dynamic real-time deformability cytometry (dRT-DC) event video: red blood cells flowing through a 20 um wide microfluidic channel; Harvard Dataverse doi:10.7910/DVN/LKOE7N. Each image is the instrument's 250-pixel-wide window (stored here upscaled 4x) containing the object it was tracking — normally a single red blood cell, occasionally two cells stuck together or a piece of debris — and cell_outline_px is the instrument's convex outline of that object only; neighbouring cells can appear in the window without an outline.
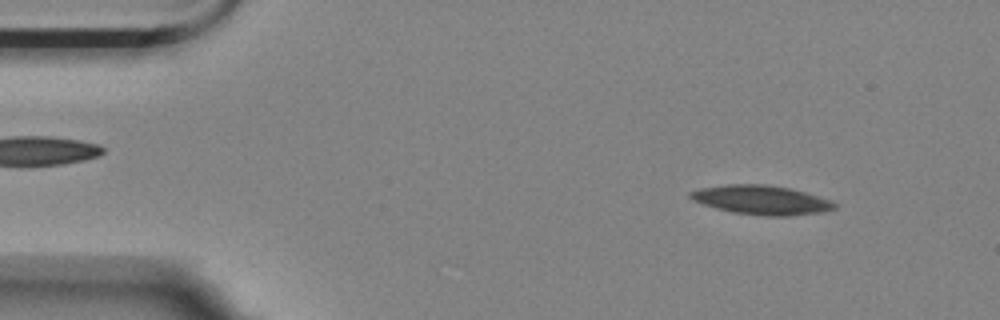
{"species": "Egyptian fruit bat (a non-hibernating species)", "species_latin": "Rousettus aegyptiacus", "temperature_condition": "room temperature", "stored_images_in_passage": 52, "camera_frame_rate_fps": 3000, "um_per_image_px": 0.085, "animal": {"sex": "female"}, "frame": {"image": 1, "passage_image": 2, "time_ms": 0.333, "image_size_px": [1000, 320], "cell_outline_px": [[836, 208], [820, 212], [784, 216], [768, 216], [732, 212], [716, 208], [692, 200], [688, 196], [688, 192], [700, 188], [728, 184], [764, 184], [788, 188], [804, 192], [832, 200], [836, 204]], "centroid_in_image_um": [64.69, 16.99], "position_along_channel_um": 20.3, "area_um2": 24.28}}
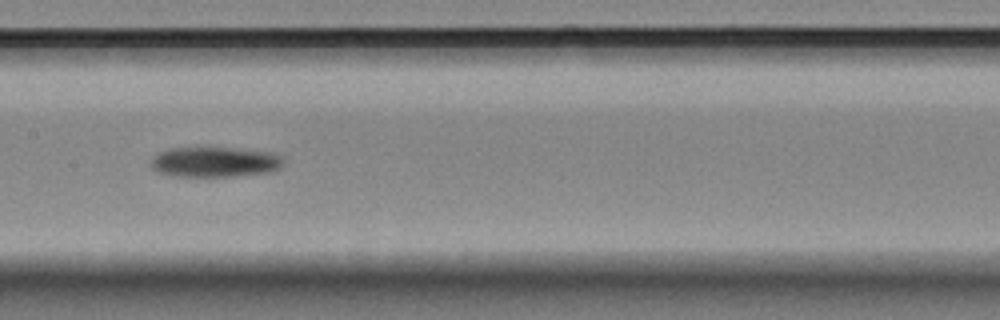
{"frame": {"image": 2, "passage_image": 23, "time_ms": 7.333, "image_size_px": [1000, 320], "cell_outline_px": [[284, 164], [280, 168], [272, 172], [232, 176], [176, 176], [156, 172], [152, 168], [152, 156], [160, 152], [172, 148], [232, 148], [272, 152], [280, 156], [284, 160]], "centroid_in_image_um": [18.29, 13.77], "position_along_channel_um": 189.1, "area_um2": 23.29}}
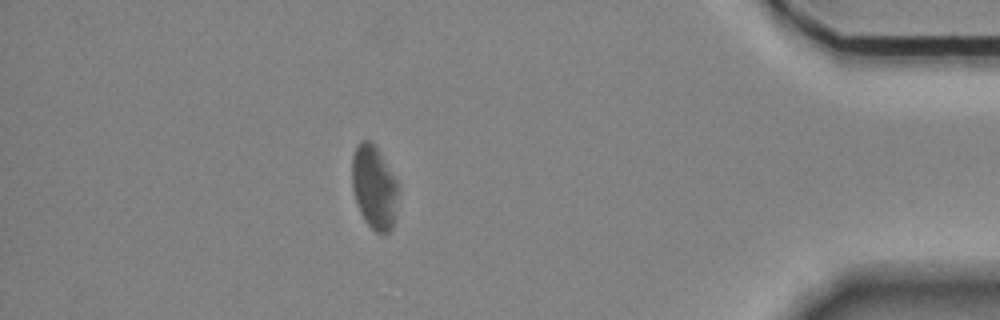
{"frame": {"image": 3, "passage_image": 45, "time_ms": 14.667, "image_size_px": [1000, 320], "cell_outline_px": [[400, 188], [396, 220], [392, 228], [388, 232], [376, 232], [364, 220], [360, 212], [352, 188], [352, 156], [356, 144], [360, 140], [368, 140], [376, 144], [400, 184]], "centroid_in_image_um": [31.85, 15.88], "position_along_channel_um": 403.4, "area_um2": 23.35}}